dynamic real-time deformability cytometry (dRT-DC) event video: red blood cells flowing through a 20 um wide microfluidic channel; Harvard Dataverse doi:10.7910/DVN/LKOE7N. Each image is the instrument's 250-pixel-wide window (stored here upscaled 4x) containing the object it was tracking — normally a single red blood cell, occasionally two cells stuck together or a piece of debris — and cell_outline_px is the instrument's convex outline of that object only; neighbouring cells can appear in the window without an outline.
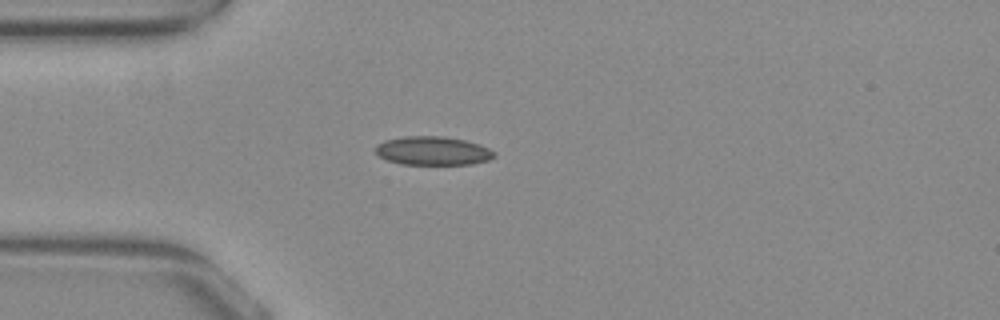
{"species": "common noctule bat (a hibernating species)", "species_latin": "Nyctalus noctula", "temperature_condition": "warm", "stored_images_in_passage": 40, "camera_frame_rate_fps": 3000, "um_per_image_px": 0.085, "animal": {"sex": "female", "body_mass_g": 29.2, "forearm_length_mm": 56.3}, "frame": {"image": 1, "passage_image": 6, "time_ms": 1.667, "image_size_px": [1000, 320], "cell_outline_px": [[496, 156], [488, 160], [472, 164], [400, 164], [388, 160], [380, 156], [372, 148], [376, 144], [384, 140], [404, 136], [440, 136], [464, 140], [480, 144], [496, 152]], "centroid_in_image_um": [36.77, 12.81], "position_along_channel_um": 48.2, "area_um2": 19.94}}
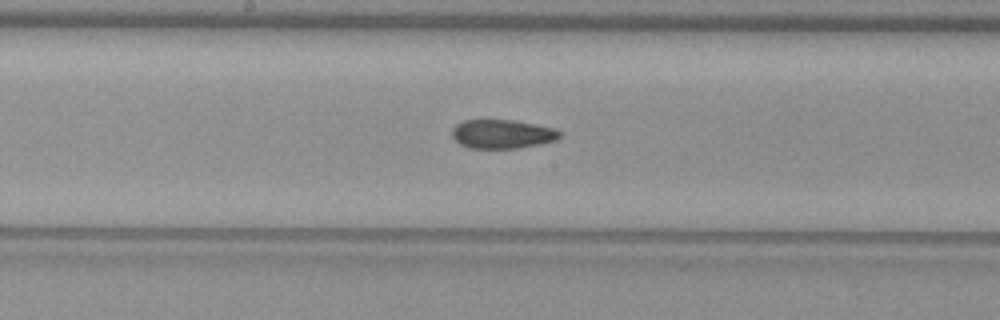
{"frame": {"image": 2, "passage_image": 19, "time_ms": 6.0, "image_size_px": [1000, 320], "cell_outline_px": [[564, 136], [556, 140], [540, 144], [516, 148], [468, 148], [460, 144], [452, 136], [452, 128], [456, 124], [464, 120], [512, 120], [556, 128], [564, 132]], "centroid_in_image_um": [42.74, 11.39], "position_along_channel_um": 205.5, "area_um2": 18.32}}
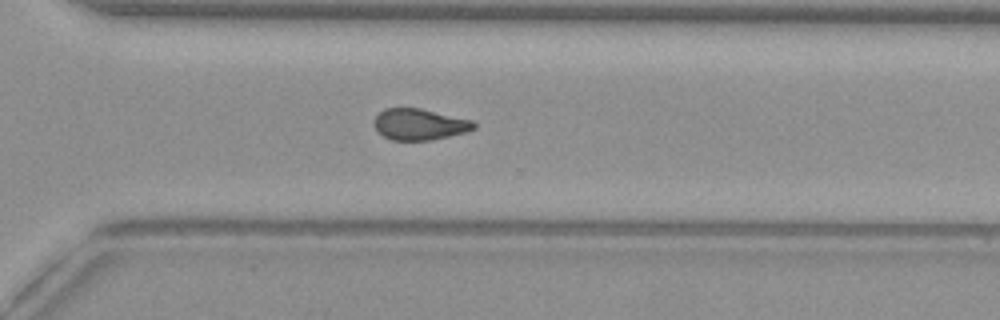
{"frame": {"image": 3, "passage_image": 29, "time_ms": 9.333, "image_size_px": [1000, 320], "cell_outline_px": [[476, 128], [468, 132], [432, 140], [392, 140], [384, 136], [376, 128], [372, 120], [384, 108], [420, 108], [472, 120], [476, 124]], "centroid_in_image_um": [35.68, 10.57], "position_along_channel_um": 334.9, "area_um2": 18.21}, "authors_computed_cell_mechanics": {"area_um2": 18.8428, "velocity_mm_per_s": 3.8941, "shape_relaxation_time_tau1_ms": null, "shape_relaxation_time_tau2_ms": 2.4787, "deformation_change_tau1": null, "deformation_change_tau2": 0.0884}}